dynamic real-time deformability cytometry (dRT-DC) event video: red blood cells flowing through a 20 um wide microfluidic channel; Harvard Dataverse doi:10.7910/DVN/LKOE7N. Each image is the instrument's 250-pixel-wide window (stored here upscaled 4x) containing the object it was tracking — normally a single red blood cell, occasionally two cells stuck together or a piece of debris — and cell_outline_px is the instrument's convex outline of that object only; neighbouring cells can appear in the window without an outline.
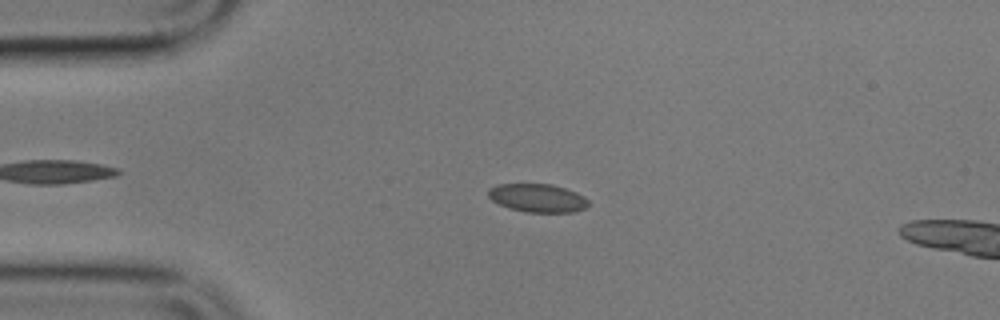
{"species": "common noctule bat (a hibernating species)", "species_latin": "Nyctalus noctula", "temperature_condition": "cold", "stored_images_in_passage": 6, "camera_frame_rate_fps": 3000, "um_per_image_px": 0.085, "animal": {"sex": "male", "body_mass_g": 17.9}, "frame": {"image": 1, "passage_image": 4, "time_ms": 3.333, "image_size_px": [1000, 320], "cell_outline_px": [[588, 204], [584, 208], [572, 212], [528, 212], [508, 208], [492, 200], [488, 196], [488, 188], [496, 184], [552, 184], [576, 192], [584, 196], [588, 200]], "centroid_in_image_um": [45.67, 16.82], "position_along_channel_um": 39.3, "area_um2": 16.47}}
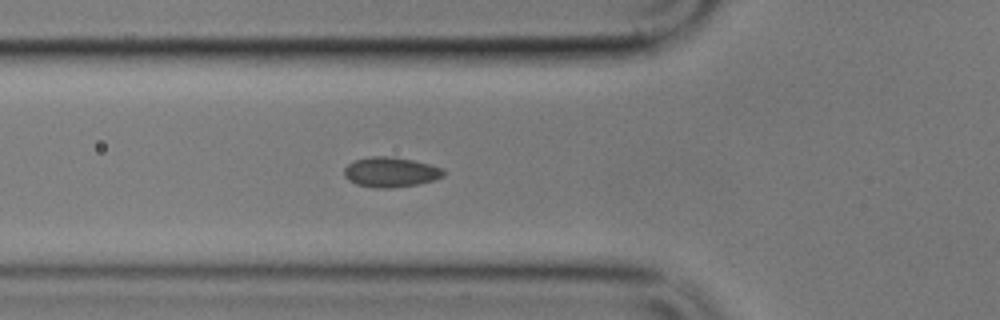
{"frame": {"image": 2, "passage_image": 6, "time_ms": 5.667, "image_size_px": [1000, 320], "cell_outline_px": [[444, 176], [436, 180], [416, 184], [388, 188], [376, 188], [356, 184], [348, 180], [344, 176], [344, 168], [348, 164], [356, 160], [372, 156], [392, 156], [412, 160], [444, 168]], "centroid_in_image_um": [33.21, 14.63], "position_along_channel_um": 92.6, "area_um2": 17.34}}